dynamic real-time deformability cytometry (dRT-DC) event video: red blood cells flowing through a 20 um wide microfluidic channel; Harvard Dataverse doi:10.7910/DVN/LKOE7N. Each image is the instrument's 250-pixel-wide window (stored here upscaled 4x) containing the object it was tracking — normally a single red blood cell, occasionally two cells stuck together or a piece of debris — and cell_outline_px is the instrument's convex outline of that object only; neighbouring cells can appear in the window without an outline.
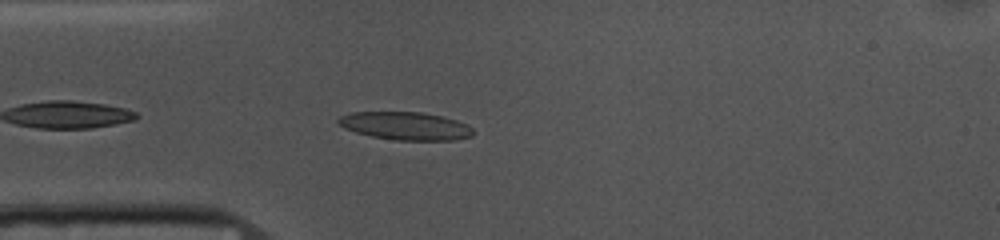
{"species": "common noctule bat (a hibernating species)", "species_latin": "Nyctalus noctula", "temperature_condition": "cold", "stored_images_in_passage": 27, "camera_frame_rate_fps": 3000, "um_per_image_px": 0.085, "animal": {"sex": "female", "body_mass_g": 10.0, "forearm_length_mm": 53.1}, "frame": {"image": 1, "passage_image": 3, "time_ms": 0.667, "image_size_px": [1000, 240], "cell_outline_px": [[472, 136], [452, 140], [396, 140], [372, 136], [356, 132], [344, 128], [336, 120], [340, 116], [352, 112], [420, 112], [444, 116], [468, 124], [472, 128]], "centroid_in_image_um": [34.47, 10.69], "position_along_channel_um": 50.5, "area_um2": 21.91}}
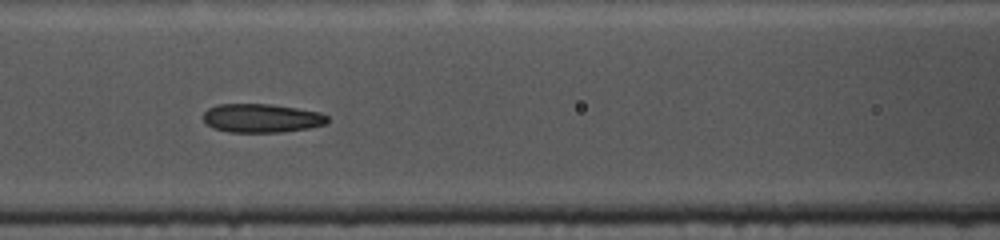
{"frame": {"image": 2, "passage_image": 11, "time_ms": 3.333, "image_size_px": [1000, 240], "cell_outline_px": [[328, 124], [308, 128], [284, 132], [228, 132], [212, 128], [204, 120], [204, 112], [208, 108], [216, 104], [268, 104], [296, 108], [320, 112], [328, 116]], "centroid_in_image_um": [22.24, 10.05], "position_along_channel_um": 144.4, "area_um2": 20.87}}
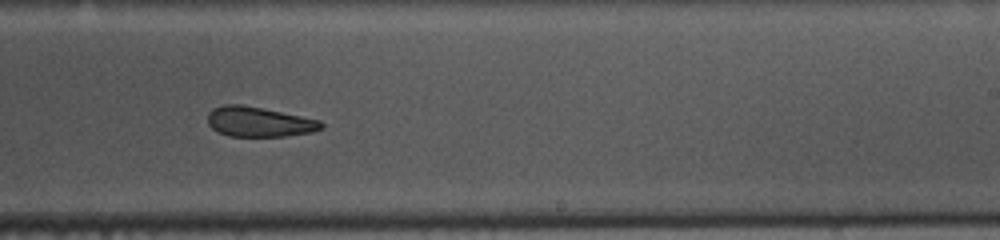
{"frame": {"image": 3, "passage_image": 21, "time_ms": 6.667, "image_size_px": [1000, 240], "cell_outline_px": [[324, 128], [312, 132], [284, 136], [228, 136], [216, 132], [208, 124], [208, 112], [212, 108], [224, 104], [240, 104], [320, 120], [324, 124]], "centroid_in_image_um": [21.98, 10.36], "position_along_channel_um": 267.0, "area_um2": 19.77}}